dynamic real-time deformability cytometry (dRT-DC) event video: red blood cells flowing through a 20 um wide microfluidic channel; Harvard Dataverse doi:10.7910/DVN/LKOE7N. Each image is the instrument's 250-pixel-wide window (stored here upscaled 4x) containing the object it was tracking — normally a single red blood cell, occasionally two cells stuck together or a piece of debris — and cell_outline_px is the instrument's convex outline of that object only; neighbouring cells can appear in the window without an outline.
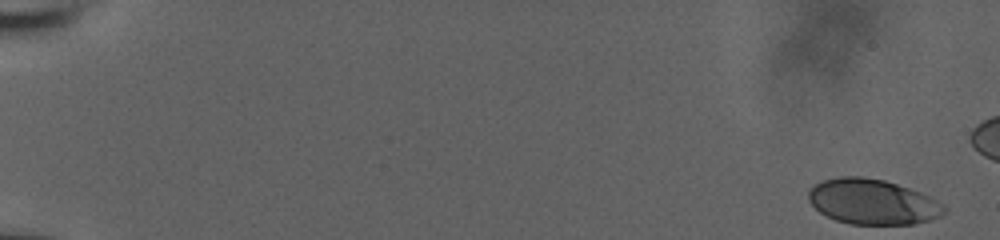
{"species": "human", "species_latin": "Homo sapiens", "temperature_condition": "room temperature", "stored_images_in_passage": 54, "camera_frame_rate_fps": 3000, "um_per_image_px": 0.085, "donor": {"sex": "male"}, "frame": {"image": 1, "passage_image": 1, "time_ms": 0.0, "image_size_px": [1000, 240], "cell_outline_px": [[948, 208], [940, 216], [928, 220], [912, 224], [852, 224], [836, 220], [820, 212], [808, 200], [808, 192], [816, 184], [824, 180], [840, 176], [860, 176], [884, 180], [920, 192], [944, 204]], "centroid_in_image_um": [74.17, 17.15], "position_along_channel_um": 10.8, "area_um2": 35.49}}
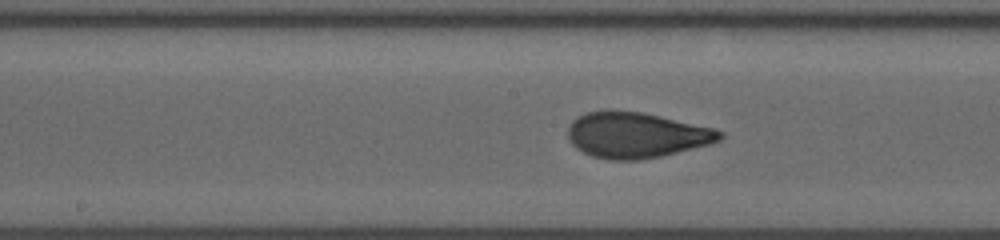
{"frame": {"image": 2, "passage_image": 31, "time_ms": 10.0, "image_size_px": [1000, 240], "cell_outline_px": [[724, 136], [720, 140], [712, 144], [660, 156], [640, 160], [608, 160], [592, 156], [576, 148], [572, 144], [568, 136], [568, 128], [572, 120], [576, 116], [584, 112], [608, 108], [644, 112], [716, 128], [724, 132]], "centroid_in_image_um": [54.08, 11.45], "position_along_channel_um": 194.1, "area_um2": 41.27}}
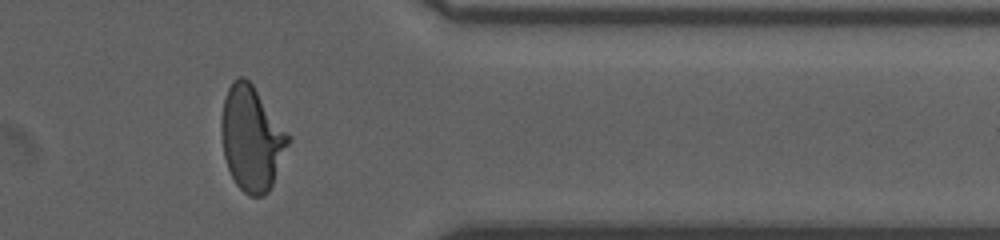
{"frame": {"image": 3, "passage_image": 47, "time_ms": 15.333, "image_size_px": [1000, 240], "cell_outline_px": [[292, 140], [272, 184], [268, 192], [264, 196], [248, 196], [236, 184], [228, 168], [224, 156], [220, 132], [220, 120], [224, 96], [232, 80], [240, 76], [244, 76], [252, 84], [292, 136]], "centroid_in_image_um": [21.4, 11.75], "position_along_channel_um": 390.0, "area_um2": 41.27}}